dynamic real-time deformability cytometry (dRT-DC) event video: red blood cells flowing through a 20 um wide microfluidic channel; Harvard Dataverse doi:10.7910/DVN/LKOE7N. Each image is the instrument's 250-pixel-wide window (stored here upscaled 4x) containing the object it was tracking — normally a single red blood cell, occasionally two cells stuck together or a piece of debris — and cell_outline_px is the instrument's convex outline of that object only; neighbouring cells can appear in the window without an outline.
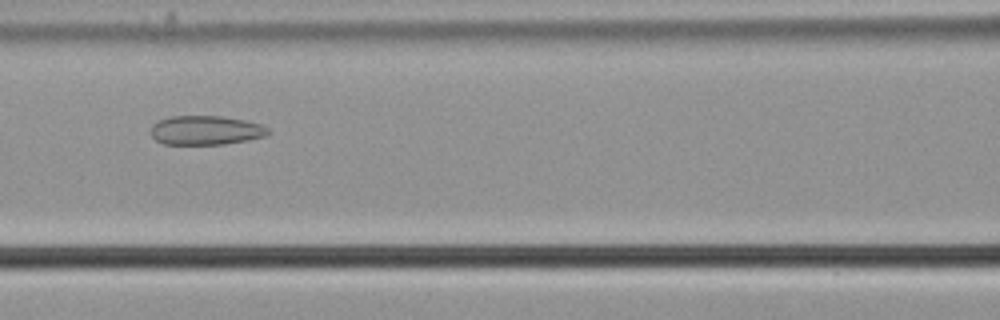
{"species": "common noctule bat (a hibernating species)", "species_latin": "Nyctalus noctula", "temperature_condition": "cold", "stored_images_in_passage": 43, "camera_frame_rate_fps": 3000, "um_per_image_px": 0.085, "animal": {"sex": "male", "body_mass_g": 21.5, "forearm_length_mm": 52.0}, "frame": {"image": 1, "passage_image": 22, "time_ms": 7.0, "image_size_px": [1000, 320], "cell_outline_px": [[272, 132], [268, 136], [248, 140], [224, 144], [164, 144], [156, 140], [152, 136], [152, 124], [168, 116], [220, 116], [244, 120], [260, 124], [268, 128]], "centroid_in_image_um": [17.53, 11.07], "position_along_channel_um": 149.1, "area_um2": 20.0}}
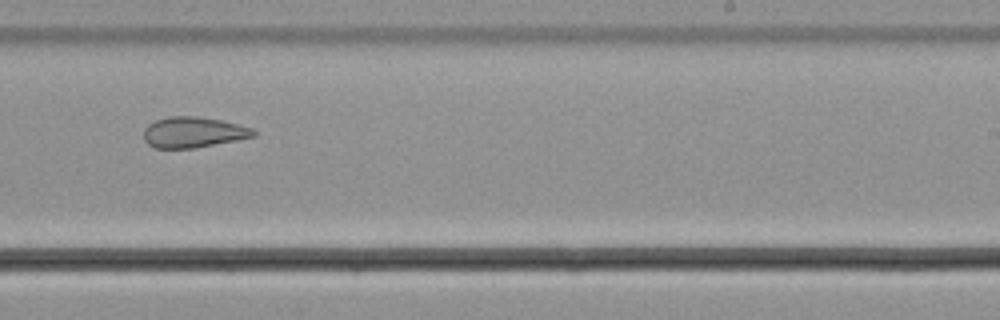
{"frame": {"image": 2, "passage_image": 32, "time_ms": 10.333, "image_size_px": [1000, 320], "cell_outline_px": [[256, 136], [196, 148], [156, 148], [148, 144], [144, 140], [144, 128], [148, 124], [156, 120], [168, 116], [196, 116], [220, 120], [252, 128], [256, 132]], "centroid_in_image_um": [16.41, 11.24], "position_along_channel_um": 272.6, "area_um2": 19.59}}
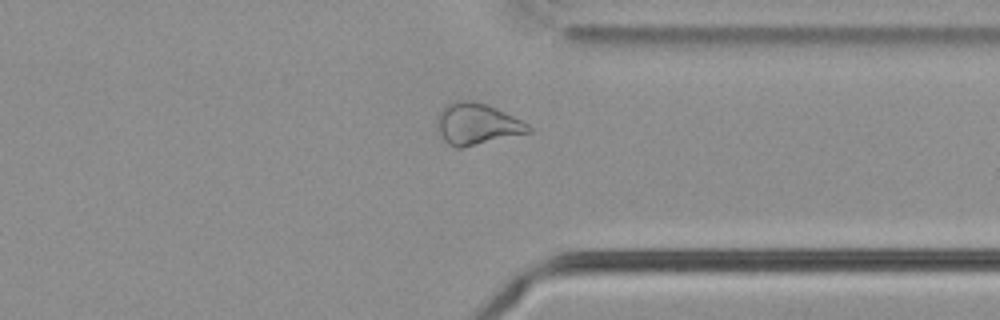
{"frame": {"image": 3, "passage_image": 40, "time_ms": 13.0, "image_size_px": [1000, 320], "cell_outline_px": [[532, 132], [464, 148], [456, 148], [448, 144], [444, 140], [436, 128], [436, 116], [444, 104], [452, 100], [472, 100], [488, 104], [528, 124], [532, 128]], "centroid_in_image_um": [40.49, 10.53], "position_along_channel_um": 370.9, "area_um2": 22.54}}